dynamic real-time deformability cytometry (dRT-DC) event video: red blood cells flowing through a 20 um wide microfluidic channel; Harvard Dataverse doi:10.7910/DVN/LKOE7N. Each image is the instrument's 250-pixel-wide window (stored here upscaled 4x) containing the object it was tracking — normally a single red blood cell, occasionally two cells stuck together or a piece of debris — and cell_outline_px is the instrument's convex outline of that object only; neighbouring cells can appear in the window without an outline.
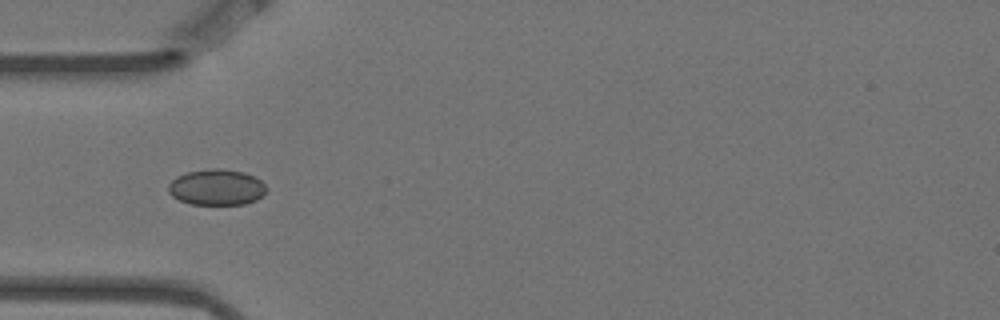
{"species": "Egyptian fruit bat (a non-hibernating species)", "species_latin": "Rousettus aegyptiacus", "temperature_condition": "warm", "stored_images_in_passage": 11, "camera_frame_rate_fps": 3000, "um_per_image_px": 0.085, "animal": {"sex": "female"}, "frame": {"image": 1, "passage_image": 4, "time_ms": 1.0, "image_size_px": [1000, 320], "cell_outline_px": [[268, 192], [256, 200], [244, 204], [192, 204], [180, 200], [172, 196], [168, 192], [168, 184], [176, 176], [188, 172], [212, 168], [224, 168], [244, 172], [260, 180], [268, 188]], "centroid_in_image_um": [18.43, 15.91], "position_along_channel_um": 66.6, "area_um2": 20.63}}
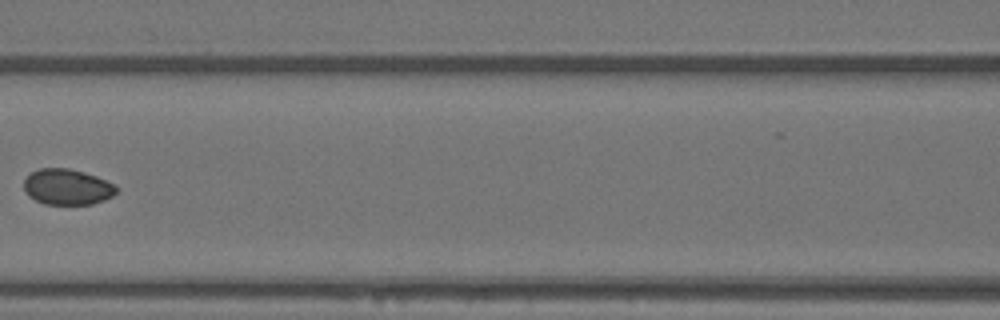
{"frame": {"image": 2, "passage_image": 6, "time_ms": 1.667, "image_size_px": [1000, 320], "cell_outline_px": [[120, 188], [112, 196], [104, 200], [92, 204], [44, 204], [28, 196], [24, 188], [24, 180], [32, 172], [40, 168], [68, 168], [84, 172], [96, 176], [116, 184]], "centroid_in_image_um": [5.74, 15.89], "position_along_channel_um": 160.9, "area_um2": 19.36}}
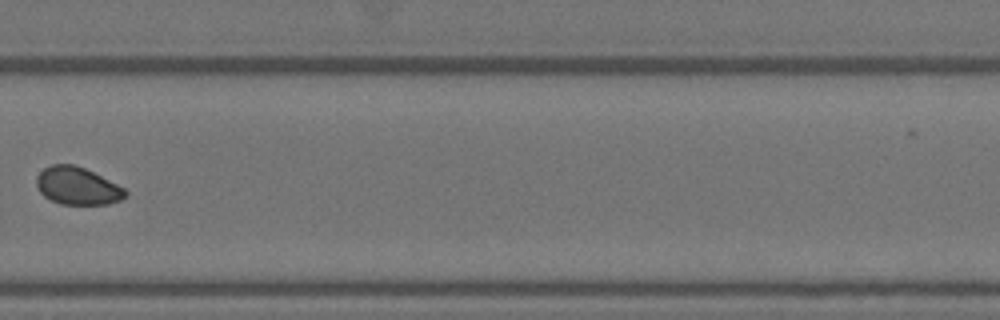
{"frame": {"image": 3, "passage_image": 10, "time_ms": 3.0, "image_size_px": [1000, 320], "cell_outline_px": [[128, 196], [120, 200], [108, 204], [60, 204], [44, 196], [40, 192], [36, 184], [36, 176], [44, 168], [52, 164], [76, 164], [124, 188], [128, 192]], "centroid_in_image_um": [6.57, 15.81], "position_along_channel_um": 323.2, "area_um2": 19.36}}